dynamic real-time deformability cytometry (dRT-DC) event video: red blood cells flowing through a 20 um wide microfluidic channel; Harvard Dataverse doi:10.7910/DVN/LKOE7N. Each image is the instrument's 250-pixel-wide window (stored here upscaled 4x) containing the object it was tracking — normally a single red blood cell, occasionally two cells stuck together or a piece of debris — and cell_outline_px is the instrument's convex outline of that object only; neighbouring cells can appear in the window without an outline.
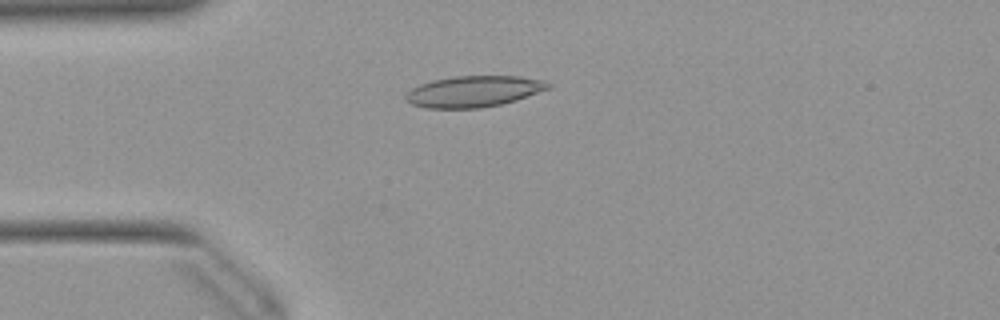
{"species": "Egyptian fruit bat (a non-hibernating species)", "species_latin": "Rousettus aegyptiacus", "temperature_condition": "warm", "stored_images_in_passage": 51, "camera_frame_rate_fps": 3000, "um_per_image_px": 0.085, "animal": {"sex": "female"}, "frame": {"image": 1, "passage_image": 13, "time_ms": 4.0, "image_size_px": [1000, 320], "cell_outline_px": [[552, 88], [516, 100], [500, 104], [480, 108], [428, 108], [412, 104], [404, 96], [412, 88], [420, 84], [432, 80], [452, 76], [520, 76], [544, 80], [552, 84]], "centroid_in_image_um": [40.31, 7.76], "position_along_channel_um": 44.7, "area_um2": 25.89}}
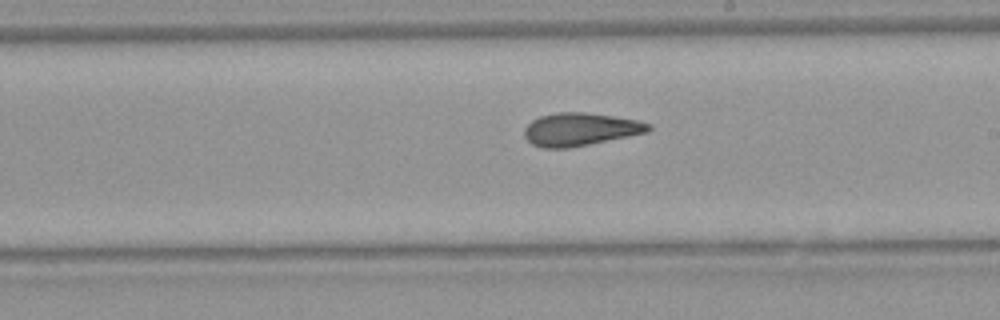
{"frame": {"image": 2, "passage_image": 29, "time_ms": 9.333, "image_size_px": [1000, 320], "cell_outline_px": [[652, 128], [648, 132], [568, 148], [544, 148], [532, 144], [524, 136], [524, 128], [532, 120], [540, 116], [556, 112], [584, 112], [612, 116], [636, 120], [652, 124]], "centroid_in_image_um": [49.3, 10.99], "position_along_channel_um": 239.7, "area_um2": 23.64}}
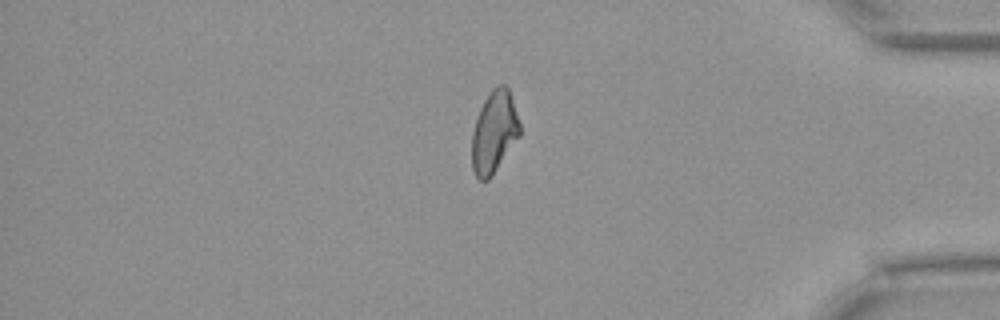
{"frame": {"image": 3, "passage_image": 43, "time_ms": 14.0, "image_size_px": [1000, 320], "cell_outline_px": [[520, 136], [492, 176], [488, 180], [480, 180], [476, 176], [472, 168], [472, 132], [480, 108], [488, 92], [496, 84], [504, 84], [508, 88], [520, 124]], "centroid_in_image_um": [42.0, 11.22], "position_along_channel_um": 393.2, "area_um2": 22.89}, "authors_computed_cell_mechanics": {"area_um2": 23.8136, "velocity_mm_per_s": 3.9649, "shape_relaxation_time_tau1_ms": null, "shape_relaxation_time_tau2_ms": 2.1688, "deformation_change_tau1": null, "deformation_change_tau2": 0.0991}}